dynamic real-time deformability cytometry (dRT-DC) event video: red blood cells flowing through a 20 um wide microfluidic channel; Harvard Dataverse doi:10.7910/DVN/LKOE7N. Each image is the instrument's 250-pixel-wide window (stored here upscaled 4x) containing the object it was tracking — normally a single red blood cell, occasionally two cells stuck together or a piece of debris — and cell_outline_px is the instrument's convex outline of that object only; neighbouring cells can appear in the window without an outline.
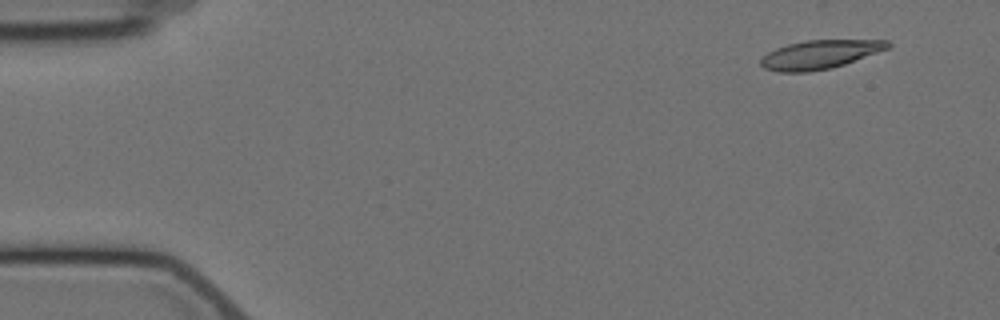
{"species": "Egyptian fruit bat (a non-hibernating species)", "species_latin": "Rousettus aegyptiacus", "temperature_condition": "cold", "stored_images_in_passage": 7, "camera_frame_rate_fps": 3000, "um_per_image_px": 0.085, "animal": {"sex": "female"}, "frame": {"image": 1, "passage_image": 2, "time_ms": 1.0, "image_size_px": [1000, 320], "cell_outline_px": [[892, 44], [888, 48], [844, 64], [832, 68], [808, 72], [776, 72], [764, 68], [760, 64], [760, 60], [768, 52], [776, 48], [788, 44], [804, 40], [888, 40]], "centroid_in_image_um": [69.65, 4.63], "position_along_channel_um": 15.3, "area_um2": 21.15}}
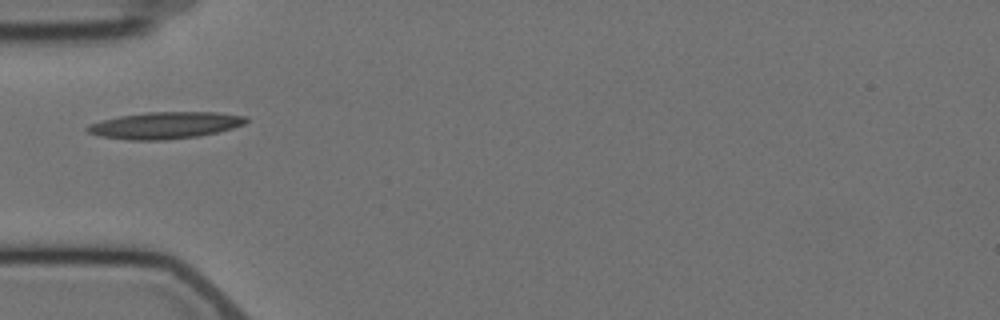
{"frame": {"image": 2, "passage_image": 6, "time_ms": 5.667, "image_size_px": [1000, 320], "cell_outline_px": [[248, 120], [244, 124], [232, 128], [200, 136], [164, 140], [128, 140], [100, 136], [88, 132], [84, 128], [88, 124], [100, 120], [120, 116], [148, 112], [216, 112], [248, 116]], "centroid_in_image_um": [14.01, 10.65], "position_along_channel_um": 71.0, "area_um2": 24.85}}
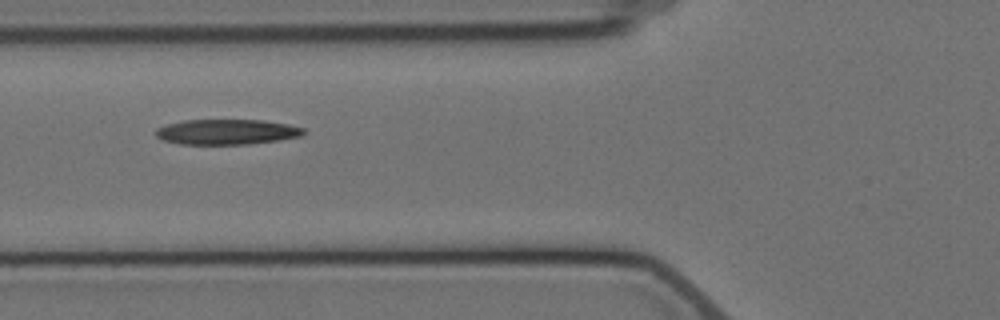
{"frame": {"image": 3, "passage_image": 7, "time_ms": 6.667, "image_size_px": [1000, 320], "cell_outline_px": [[308, 132], [300, 136], [280, 140], [248, 144], [180, 144], [164, 140], [156, 136], [156, 128], [168, 124], [184, 120], [264, 120], [288, 124], [304, 128]], "centroid_in_image_um": [19.32, 11.21], "position_along_channel_um": 106.5, "area_um2": 21.79}}